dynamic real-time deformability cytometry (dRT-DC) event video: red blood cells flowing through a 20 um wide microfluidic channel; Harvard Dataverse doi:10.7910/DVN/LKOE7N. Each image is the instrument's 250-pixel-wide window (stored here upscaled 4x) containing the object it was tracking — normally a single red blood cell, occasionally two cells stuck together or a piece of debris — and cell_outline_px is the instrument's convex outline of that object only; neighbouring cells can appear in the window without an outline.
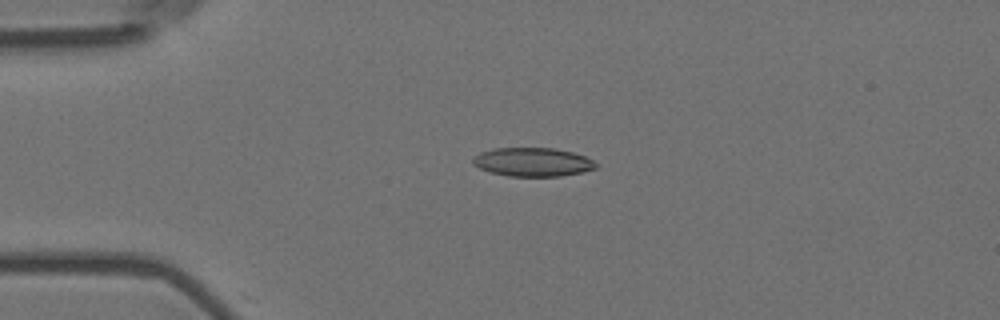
{"species": "Egyptian fruit bat (a non-hibernating species)", "species_latin": "Rousettus aegyptiacus", "temperature_condition": "room temperature", "stored_images_in_passage": 4, "camera_frame_rate_fps": 3000, "um_per_image_px": 0.085, "animal": {"sex": "female"}, "frame": {"image": 1, "passage_image": 3, "time_ms": 0.667, "image_size_px": [1000, 320], "cell_outline_px": [[596, 168], [584, 172], [560, 176], [508, 176], [492, 172], [480, 168], [472, 164], [472, 156], [480, 152], [496, 148], [556, 148], [572, 152], [584, 156], [592, 160], [596, 164]], "centroid_in_image_um": [45.26, 13.77], "position_along_channel_um": 39.7, "area_um2": 20.58}}